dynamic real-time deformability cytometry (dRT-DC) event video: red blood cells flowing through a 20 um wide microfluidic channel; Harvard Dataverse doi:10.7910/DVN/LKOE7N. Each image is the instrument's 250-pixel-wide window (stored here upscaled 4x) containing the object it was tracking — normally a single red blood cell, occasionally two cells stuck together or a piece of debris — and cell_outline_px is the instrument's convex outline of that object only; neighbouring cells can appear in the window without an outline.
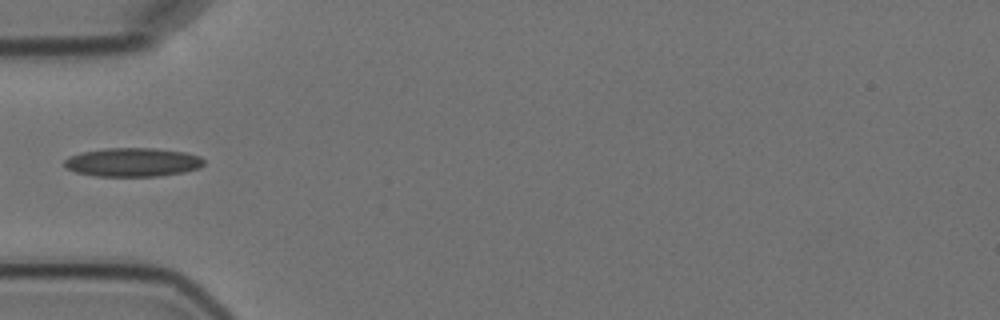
{"species": "Egyptian fruit bat (a non-hibernating species)", "species_latin": "Rousettus aegyptiacus", "temperature_condition": "cold", "stored_images_in_passage": 4, "camera_frame_rate_fps": 3000, "um_per_image_px": 0.085, "animal": {"sex": "female"}, "frame": {"image": 1, "passage_image": 3, "time_ms": 2.333, "image_size_px": [1000, 320], "cell_outline_px": [[204, 164], [200, 168], [184, 172], [156, 176], [96, 176], [76, 172], [64, 168], [64, 160], [68, 156], [80, 152], [104, 148], [156, 148], [184, 152], [200, 156], [204, 160]], "centroid_in_image_um": [11.25, 13.78], "position_along_channel_um": 73.7, "area_um2": 23.58}}
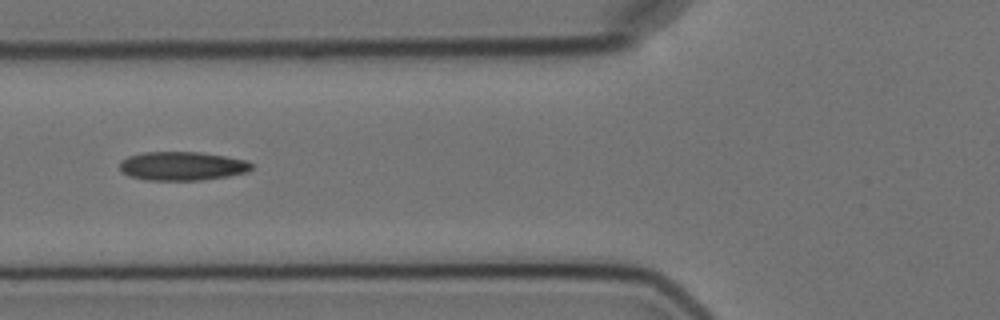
{"frame": {"image": 2, "passage_image": 4, "time_ms": 3.333, "image_size_px": [1000, 320], "cell_outline_px": [[252, 168], [248, 172], [228, 176], [200, 180], [144, 180], [128, 176], [120, 172], [120, 160], [128, 156], [144, 152], [200, 152], [248, 160], [252, 164]], "centroid_in_image_um": [15.46, 14.11], "position_along_channel_um": 110.3, "area_um2": 22.31}}